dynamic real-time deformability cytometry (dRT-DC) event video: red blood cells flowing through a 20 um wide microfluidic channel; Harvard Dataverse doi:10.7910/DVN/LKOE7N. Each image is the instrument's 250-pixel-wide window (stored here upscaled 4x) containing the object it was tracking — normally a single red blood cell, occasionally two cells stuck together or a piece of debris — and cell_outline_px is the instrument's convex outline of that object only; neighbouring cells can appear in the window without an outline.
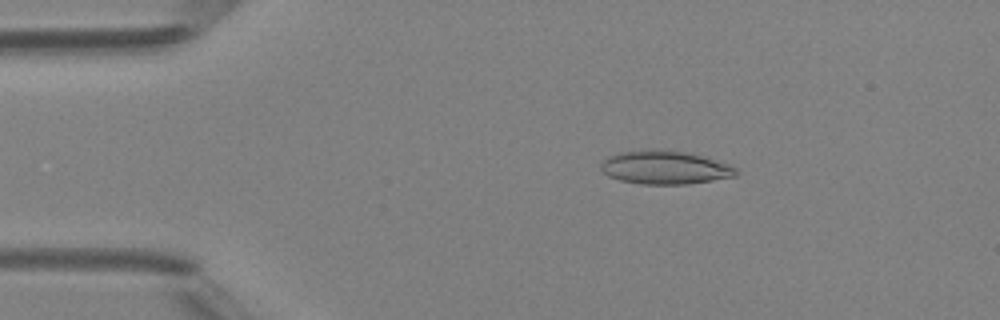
{"species": "Egyptian fruit bat (a non-hibernating species)", "species_latin": "Rousettus aegyptiacus", "temperature_condition": "room temperature", "stored_images_in_passage": 44, "camera_frame_rate_fps": 3000, "um_per_image_px": 0.085, "animal": {"sex": "female"}, "frame": {"image": 1, "passage_image": 4, "time_ms": 1.0, "image_size_px": [1000, 320], "cell_outline_px": [[736, 176], [688, 184], [640, 184], [620, 180], [608, 176], [600, 168], [600, 164], [608, 156], [620, 152], [644, 148], [652, 148], [688, 152], [728, 164], [736, 168]], "centroid_in_image_um": [56.46, 14.22], "position_along_channel_um": 28.5, "area_um2": 26.47}}
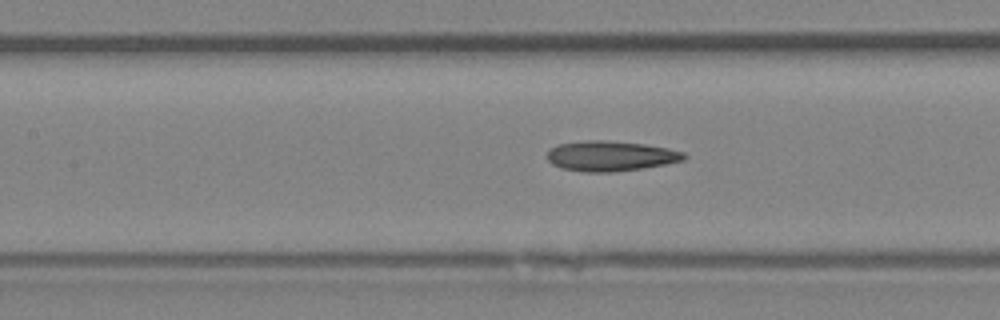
{"frame": {"image": 2, "passage_image": 17, "time_ms": 5.333, "image_size_px": [1000, 320], "cell_outline_px": [[688, 156], [684, 160], [664, 164], [640, 168], [612, 172], [584, 172], [560, 168], [552, 164], [548, 160], [548, 152], [556, 144], [588, 140], [604, 140], [644, 144], [668, 148], [684, 152]], "centroid_in_image_um": [51.89, 13.26], "position_along_channel_um": 155.5, "area_um2": 23.99}}
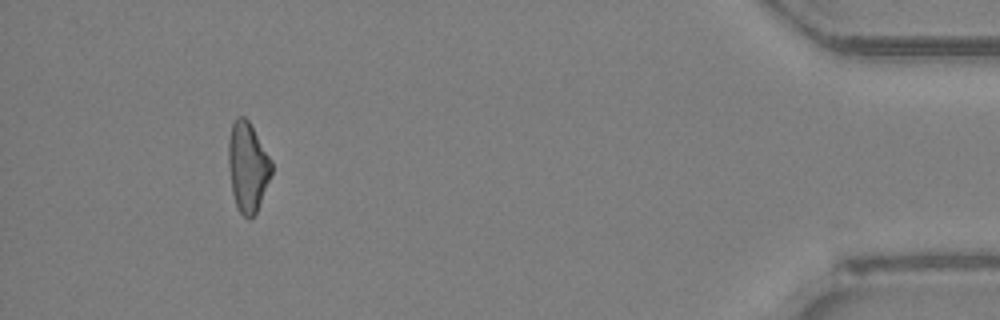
{"frame": {"image": 3, "passage_image": 40, "time_ms": 13.0, "image_size_px": [1000, 320], "cell_outline_px": [[272, 172], [256, 212], [248, 220], [240, 212], [236, 204], [232, 192], [228, 164], [228, 140], [232, 124], [236, 116], [244, 116], [248, 120], [272, 160]], "centroid_in_image_um": [21.04, 14.15], "position_along_channel_um": 414.2, "area_um2": 22.37}, "authors_computed_cell_mechanics": {"area_um2": 23.6113, "velocity_mm_per_s": 4.2516, "shape_relaxation_time_tau1_ms": 7.5355, "shape_relaxation_time_tau2_ms": 6.8045, "deformation_change_tau1": 0.166, "deformation_change_tau2": 0.2008}}